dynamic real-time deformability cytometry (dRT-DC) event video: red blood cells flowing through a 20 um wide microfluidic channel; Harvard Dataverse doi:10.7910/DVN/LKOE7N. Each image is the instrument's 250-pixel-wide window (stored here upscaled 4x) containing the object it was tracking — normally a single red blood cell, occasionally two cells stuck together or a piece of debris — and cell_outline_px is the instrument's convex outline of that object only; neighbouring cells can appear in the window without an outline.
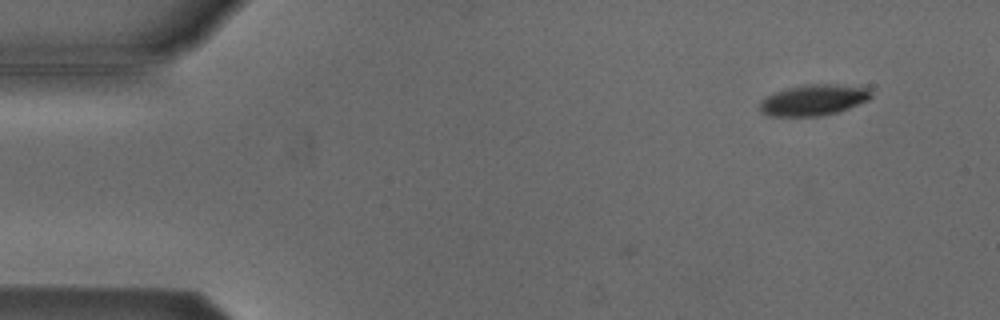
{"species": "Egyptian fruit bat (a non-hibernating species)", "species_latin": "Rousettus aegyptiacus", "temperature_condition": "cold", "stored_images_in_passage": 4, "camera_frame_rate_fps": 3000, "um_per_image_px": 0.085, "animal": {"sex": "male"}, "frame": {"image": 1, "passage_image": 4, "time_ms": 1.0, "image_size_px": [1000, 320], "cell_outline_px": [[872, 96], [868, 100], [848, 108], [836, 112], [820, 116], [772, 116], [764, 112], [760, 108], [760, 100], [764, 96], [772, 92], [804, 84], [836, 84], [868, 88], [872, 92]], "centroid_in_image_um": [69.14, 8.49], "position_along_channel_um": 15.9, "area_um2": 20.06}}